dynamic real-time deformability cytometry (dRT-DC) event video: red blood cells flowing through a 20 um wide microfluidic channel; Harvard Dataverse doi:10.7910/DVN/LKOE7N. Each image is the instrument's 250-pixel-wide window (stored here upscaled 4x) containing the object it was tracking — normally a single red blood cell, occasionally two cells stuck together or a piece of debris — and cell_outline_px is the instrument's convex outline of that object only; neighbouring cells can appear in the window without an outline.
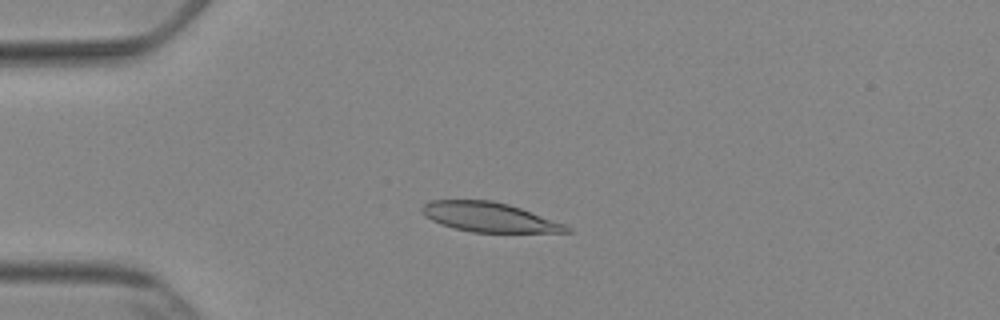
{"species": "Egyptian fruit bat (a non-hibernating species)", "species_latin": "Rousettus aegyptiacus", "temperature_condition": "cold", "stored_images_in_passage": 53, "camera_frame_rate_fps": 3000, "um_per_image_px": 0.085, "animal": {"sex": "female"}, "frame": {"image": 1, "passage_image": 14, "time_ms": 4.333, "image_size_px": [1000, 320], "cell_outline_px": [[572, 232], [472, 232], [440, 224], [424, 216], [420, 212], [420, 208], [428, 200], [492, 200], [508, 204], [520, 208], [564, 224], [572, 228]], "centroid_in_image_um": [41.53, 18.45], "position_along_channel_um": 43.5, "area_um2": 24.74}}
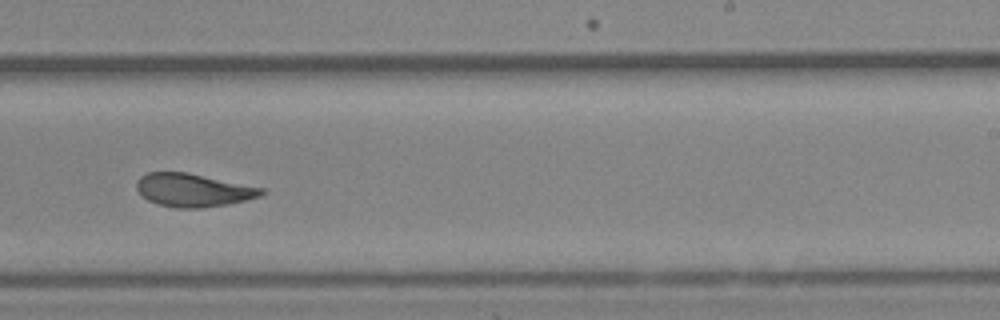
{"frame": {"image": 2, "passage_image": 34, "time_ms": 11.0, "image_size_px": [1000, 320], "cell_outline_px": [[268, 192], [260, 196], [228, 204], [200, 208], [176, 208], [156, 204], [148, 200], [136, 188], [136, 180], [140, 176], [148, 172], [188, 172], [264, 188]], "centroid_in_image_um": [16.42, 16.15], "position_along_channel_um": 272.6, "area_um2": 24.22}}
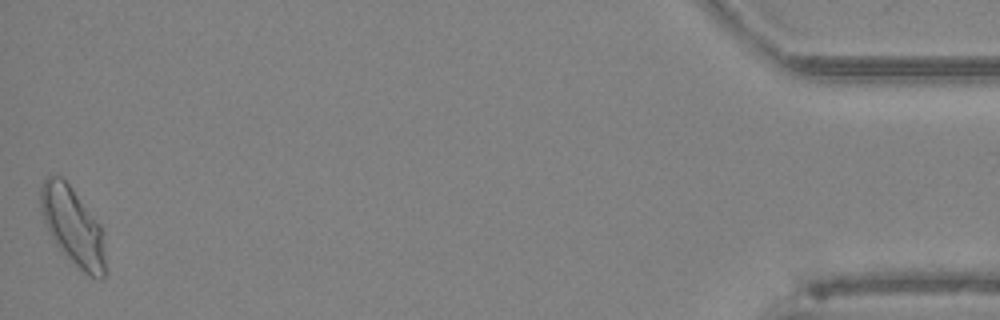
{"frame": {"image": 3, "passage_image": 53, "time_ms": 17.333, "image_size_px": [1000, 320], "cell_outline_px": [[104, 276], [100, 280], [88, 276], [60, 252], [44, 220], [40, 208], [40, 188], [44, 180], [48, 176], [60, 176], [72, 188], [100, 224], [104, 260]], "centroid_in_image_um": [6.16, 19.25], "position_along_channel_um": 429.0, "area_um2": 28.84}, "authors_computed_cell_mechanics": {"area_um2": 25.0274, "velocity_mm_per_s": 3.8478, "shape_relaxation_time_tau1_ms": 4.4564, "shape_relaxation_time_tau2_ms": 1.4651, "deformation_change_tau1": 0.1496, "deformation_change_tau2": 0.076}}